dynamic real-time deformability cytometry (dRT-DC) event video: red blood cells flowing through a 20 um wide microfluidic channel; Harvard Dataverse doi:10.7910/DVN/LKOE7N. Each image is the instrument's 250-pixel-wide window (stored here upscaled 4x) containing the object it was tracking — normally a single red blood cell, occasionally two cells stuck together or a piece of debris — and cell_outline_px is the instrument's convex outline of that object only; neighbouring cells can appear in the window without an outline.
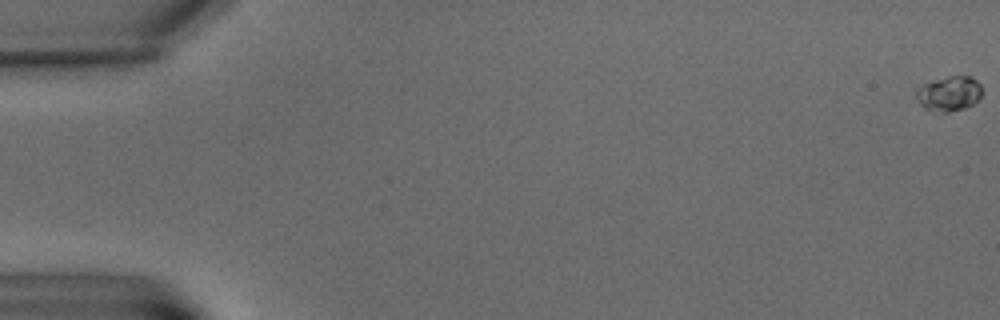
{"species": "common noctule bat (a hibernating species)", "species_latin": "Nyctalus noctula", "temperature_condition": "warm", "stored_images_in_passage": 4, "camera_frame_rate_fps": 3000, "um_per_image_px": 0.085, "animal": {"sex": "male", "body_mass_g": 15.6}, "frame": {"image": 1, "passage_image": 1, "time_ms": 0.0, "image_size_px": [1000, 320], "cell_outline_px": [[980, 96], [972, 104], [964, 108], [948, 112], [932, 112], [924, 108], [916, 100], [916, 88], [924, 84], [948, 76], [972, 76], [980, 84]], "centroid_in_image_um": [80.63, 7.97], "position_along_channel_um": 4.4, "area_um2": 13.29}}